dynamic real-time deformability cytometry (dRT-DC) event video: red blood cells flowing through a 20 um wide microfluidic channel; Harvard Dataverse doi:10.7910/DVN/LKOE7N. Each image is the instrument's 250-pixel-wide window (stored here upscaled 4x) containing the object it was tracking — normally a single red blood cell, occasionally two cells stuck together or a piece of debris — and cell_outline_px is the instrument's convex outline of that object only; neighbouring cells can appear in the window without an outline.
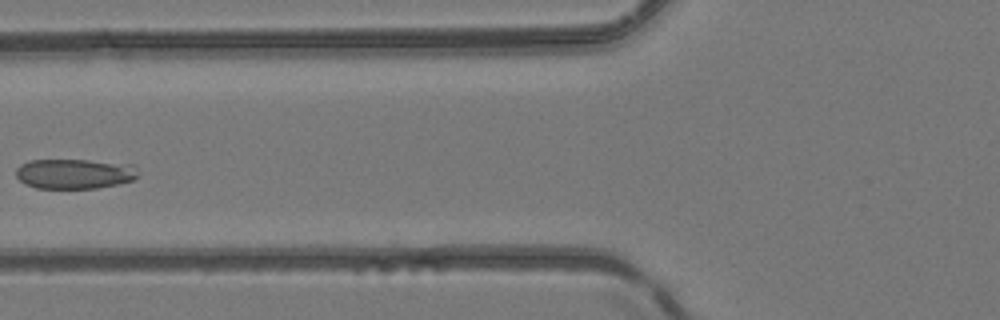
{"species": "common noctule bat (a hibernating species)", "species_latin": "Nyctalus noctula", "temperature_condition": "room temperature", "stored_images_in_passage": 4, "camera_frame_rate_fps": 3000, "um_per_image_px": 0.085, "animal": {"sex": "female", "body_mass_g": 24.6, "forearm_length_mm": 56.2}, "frame": {"image": 1, "passage_image": 4, "time_ms": 4.667, "image_size_px": [1000, 320], "cell_outline_px": [[136, 176], [132, 180], [116, 184], [96, 188], [36, 188], [24, 184], [16, 176], [16, 168], [20, 164], [28, 160], [88, 160], [136, 164]], "centroid_in_image_um": [6.3, 14.76], "position_along_channel_um": 119.5, "area_um2": 21.39}}